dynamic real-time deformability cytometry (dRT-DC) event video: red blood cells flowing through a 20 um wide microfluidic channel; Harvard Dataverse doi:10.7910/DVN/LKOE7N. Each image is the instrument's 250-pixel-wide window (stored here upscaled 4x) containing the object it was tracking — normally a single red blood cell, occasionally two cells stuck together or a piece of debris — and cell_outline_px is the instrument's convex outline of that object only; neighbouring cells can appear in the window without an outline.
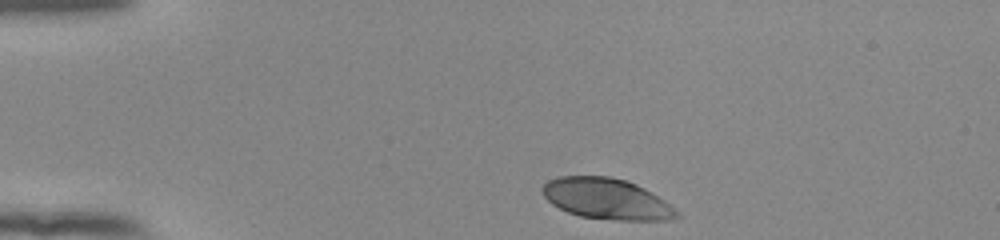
{"species": "human", "species_latin": "Homo sapiens", "temperature_condition": "room temperature", "stored_images_in_passage": 36, "camera_frame_rate_fps": 3000, "um_per_image_px": 0.085, "donor": {"sex": "female"}, "frame": {"image": 1, "passage_image": 1, "time_ms": 0.0, "image_size_px": [1000, 240], "cell_outline_px": [[680, 216], [668, 220], [616, 220], [580, 216], [568, 212], [552, 204], [544, 196], [540, 188], [548, 180], [560, 176], [608, 176], [624, 180], [636, 184], [652, 192], [664, 200]], "centroid_in_image_um": [51.52, 16.89], "position_along_channel_um": 33.5, "area_um2": 31.73}}
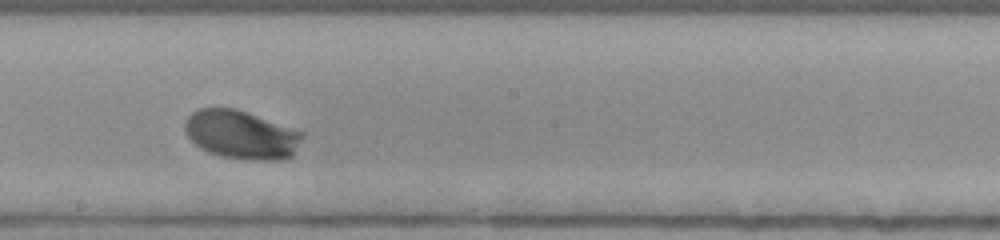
{"frame": {"image": 2, "passage_image": 21, "time_ms": 6.667, "image_size_px": [1000, 240], "cell_outline_px": [[304, 136], [292, 156], [280, 160], [252, 160], [224, 156], [208, 152], [200, 148], [188, 136], [184, 128], [184, 120], [192, 112], [200, 108], [232, 108], [304, 132]], "centroid_in_image_um": [20.5, 11.46], "position_along_channel_um": 227.7, "area_um2": 32.83}}
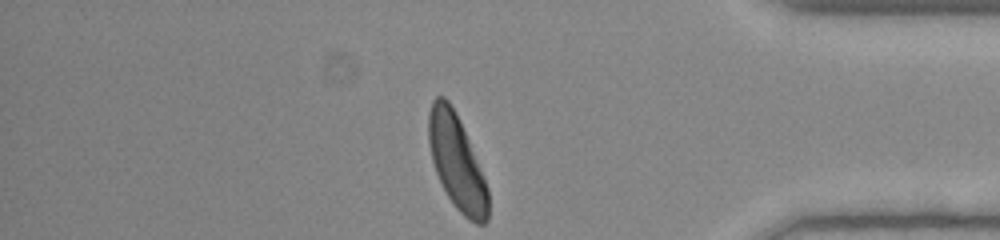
{"frame": {"image": 3, "passage_image": 36, "time_ms": 11.667, "image_size_px": [1000, 240], "cell_outline_px": [[488, 220], [484, 224], [476, 224], [468, 220], [456, 208], [448, 196], [436, 172], [432, 160], [428, 144], [428, 112], [432, 100], [436, 96], [444, 96], [448, 100], [468, 140], [488, 188]], "centroid_in_image_um": [38.8, 13.81], "position_along_channel_um": 396.4, "area_um2": 32.25}, "authors_computed_cell_mechanics": {"area_um2": 32.1946, "velocity_mm_per_s": 3.8425, "shape_relaxation_time_tau1_ms": 2.1706, "shape_relaxation_time_tau2_ms": null, "deformation_change_tau1": 0.1506, "deformation_change_tau2": null}}